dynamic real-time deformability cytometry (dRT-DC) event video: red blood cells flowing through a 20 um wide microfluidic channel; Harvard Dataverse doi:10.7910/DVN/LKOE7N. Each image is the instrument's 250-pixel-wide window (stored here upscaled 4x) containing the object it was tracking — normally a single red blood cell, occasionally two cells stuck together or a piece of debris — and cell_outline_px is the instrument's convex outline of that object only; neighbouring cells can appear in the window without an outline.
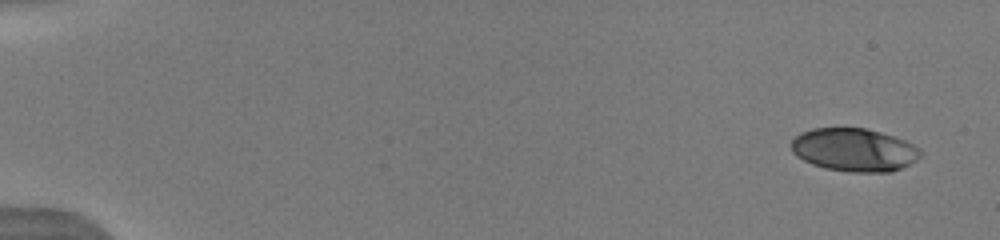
{"species": "human", "species_latin": "Homo sapiens", "temperature_condition": "warm", "stored_images_in_passage": 32, "camera_frame_rate_fps": 3000, "um_per_image_px": 0.085, "donor": {"sex": "male"}, "frame": {"image": 1, "passage_image": 1, "time_ms": 0.0, "image_size_px": [1000, 240], "cell_outline_px": [[920, 156], [916, 160], [892, 172], [852, 172], [824, 168], [812, 164], [796, 156], [792, 152], [792, 140], [800, 132], [812, 128], [864, 128], [880, 132], [904, 140], [920, 148]], "centroid_in_image_um": [72.58, 12.74], "position_along_channel_um": 12.4, "area_um2": 32.31}}
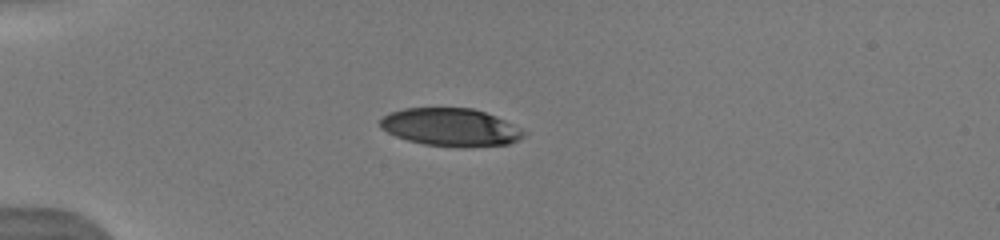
{"frame": {"image": 2, "passage_image": 14, "time_ms": 4.0, "image_size_px": [1000, 240], "cell_outline_px": [[528, 132], [520, 140], [508, 144], [464, 148], [456, 148], [424, 144], [408, 140], [396, 136], [380, 128], [380, 120], [384, 116], [392, 112], [404, 108], [472, 108], [496, 116]], "centroid_in_image_um": [38.34, 10.83], "position_along_channel_um": 46.7, "area_um2": 31.85}}
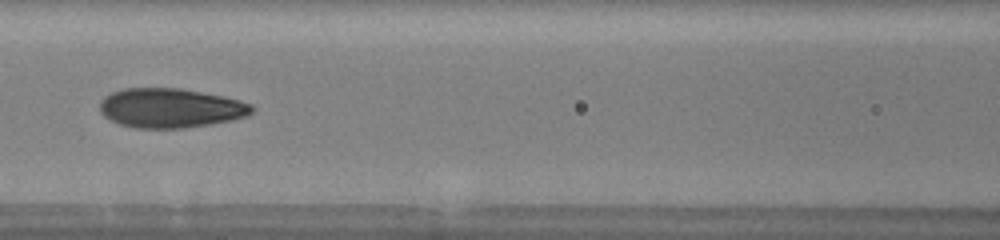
{"frame": {"image": 3, "passage_image": 28, "time_ms": 7.333, "image_size_px": [1000, 240], "cell_outline_px": [[256, 108], [248, 116], [232, 120], [212, 124], [184, 128], [136, 128], [120, 124], [104, 116], [100, 112], [100, 100], [104, 96], [112, 92], [124, 88], [180, 88], [224, 96], [240, 100], [252, 104]], "centroid_in_image_um": [14.52, 9.18], "position_along_channel_um": 152.1, "area_um2": 35.2}}